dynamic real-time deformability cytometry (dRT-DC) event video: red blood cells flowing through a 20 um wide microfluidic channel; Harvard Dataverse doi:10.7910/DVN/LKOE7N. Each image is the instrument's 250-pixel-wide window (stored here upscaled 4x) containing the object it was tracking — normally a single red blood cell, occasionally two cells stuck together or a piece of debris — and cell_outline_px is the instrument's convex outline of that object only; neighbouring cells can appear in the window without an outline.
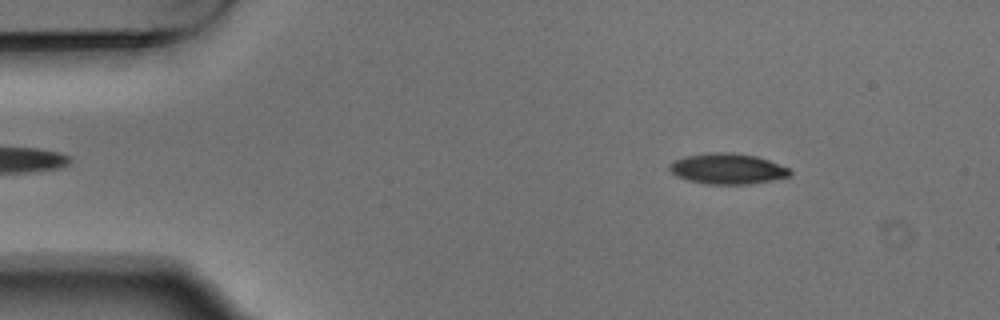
{"species": "Egyptian fruit bat (a non-hibernating species)", "species_latin": "Rousettus aegyptiacus", "temperature_condition": "warm", "stored_images_in_passage": 2, "camera_frame_rate_fps": 3000, "um_per_image_px": 0.085, "animal": {"sex": "male"}, "frame": {"image": 1, "passage_image": 1, "time_ms": 0.0, "image_size_px": [1000, 320], "cell_outline_px": [[792, 172], [788, 176], [772, 180], [748, 184], [704, 184], [688, 180], [676, 176], [668, 168], [672, 160], [684, 156], [716, 152], [728, 152], [756, 156], [768, 160], [788, 168]], "centroid_in_image_um": [61.79, 14.34], "position_along_channel_um": 23.2, "area_um2": 21.39}}